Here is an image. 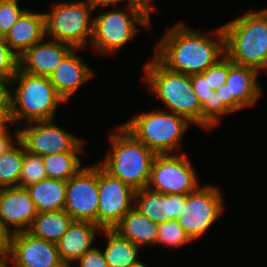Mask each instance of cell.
<instances>
[{"mask_svg":"<svg viewBox=\"0 0 267 267\" xmlns=\"http://www.w3.org/2000/svg\"><path fill=\"white\" fill-rule=\"evenodd\" d=\"M212 36L191 29L183 22L177 23L165 32L155 47L154 57L177 73H203L225 55L222 27L213 31Z\"/></svg>","mask_w":267,"mask_h":267,"instance_id":"cell-1","label":"cell"},{"mask_svg":"<svg viewBox=\"0 0 267 267\" xmlns=\"http://www.w3.org/2000/svg\"><path fill=\"white\" fill-rule=\"evenodd\" d=\"M225 55L234 63L257 70L267 69V9L248 11L221 26ZM267 72V70H266Z\"/></svg>","mask_w":267,"mask_h":267,"instance_id":"cell-2","label":"cell"},{"mask_svg":"<svg viewBox=\"0 0 267 267\" xmlns=\"http://www.w3.org/2000/svg\"><path fill=\"white\" fill-rule=\"evenodd\" d=\"M19 85L10 91L11 85ZM10 124L21 127L22 120L50 121L55 117L58 105L65 102L57 93L49 77L35 76L20 68L9 82Z\"/></svg>","mask_w":267,"mask_h":267,"instance_id":"cell-3","label":"cell"},{"mask_svg":"<svg viewBox=\"0 0 267 267\" xmlns=\"http://www.w3.org/2000/svg\"><path fill=\"white\" fill-rule=\"evenodd\" d=\"M114 132L110 136L112 150L107 151L104 161L98 164L111 176L130 185L134 190L147 187L152 163L157 154L122 125Z\"/></svg>","mask_w":267,"mask_h":267,"instance_id":"cell-4","label":"cell"},{"mask_svg":"<svg viewBox=\"0 0 267 267\" xmlns=\"http://www.w3.org/2000/svg\"><path fill=\"white\" fill-rule=\"evenodd\" d=\"M149 91L168 109L201 127V102L191 85V75L167 69L155 57L144 65Z\"/></svg>","mask_w":267,"mask_h":267,"instance_id":"cell-5","label":"cell"},{"mask_svg":"<svg viewBox=\"0 0 267 267\" xmlns=\"http://www.w3.org/2000/svg\"><path fill=\"white\" fill-rule=\"evenodd\" d=\"M127 5V10H108L93 18L91 45L96 52L115 53L139 32L137 25L151 29L150 14L137 4Z\"/></svg>","mask_w":267,"mask_h":267,"instance_id":"cell-6","label":"cell"},{"mask_svg":"<svg viewBox=\"0 0 267 267\" xmlns=\"http://www.w3.org/2000/svg\"><path fill=\"white\" fill-rule=\"evenodd\" d=\"M189 125L191 123L185 117L161 109L144 112L122 124L156 154H171L177 150Z\"/></svg>","mask_w":267,"mask_h":267,"instance_id":"cell-7","label":"cell"},{"mask_svg":"<svg viewBox=\"0 0 267 267\" xmlns=\"http://www.w3.org/2000/svg\"><path fill=\"white\" fill-rule=\"evenodd\" d=\"M51 12H44L46 36L83 49L91 43L95 8L88 0L53 4ZM90 39V40H89Z\"/></svg>","mask_w":267,"mask_h":267,"instance_id":"cell-8","label":"cell"},{"mask_svg":"<svg viewBox=\"0 0 267 267\" xmlns=\"http://www.w3.org/2000/svg\"><path fill=\"white\" fill-rule=\"evenodd\" d=\"M192 163L182 154H157L153 160L147 187L163 194L194 192L200 185Z\"/></svg>","mask_w":267,"mask_h":267,"instance_id":"cell-9","label":"cell"},{"mask_svg":"<svg viewBox=\"0 0 267 267\" xmlns=\"http://www.w3.org/2000/svg\"><path fill=\"white\" fill-rule=\"evenodd\" d=\"M224 207L220 190L216 186L205 185L187 194L185 207L177 222L195 240L221 217Z\"/></svg>","mask_w":267,"mask_h":267,"instance_id":"cell-10","label":"cell"},{"mask_svg":"<svg viewBox=\"0 0 267 267\" xmlns=\"http://www.w3.org/2000/svg\"><path fill=\"white\" fill-rule=\"evenodd\" d=\"M28 124V125H27ZM19 127V140L25 149L39 156L63 152H83V140L50 121H34Z\"/></svg>","mask_w":267,"mask_h":267,"instance_id":"cell-11","label":"cell"},{"mask_svg":"<svg viewBox=\"0 0 267 267\" xmlns=\"http://www.w3.org/2000/svg\"><path fill=\"white\" fill-rule=\"evenodd\" d=\"M98 163L81 168L66 182L64 210L75 221L92 222L98 226Z\"/></svg>","mask_w":267,"mask_h":267,"instance_id":"cell-12","label":"cell"},{"mask_svg":"<svg viewBox=\"0 0 267 267\" xmlns=\"http://www.w3.org/2000/svg\"><path fill=\"white\" fill-rule=\"evenodd\" d=\"M98 192V226L101 229H113L134 207L135 190L98 164Z\"/></svg>","mask_w":267,"mask_h":267,"instance_id":"cell-13","label":"cell"},{"mask_svg":"<svg viewBox=\"0 0 267 267\" xmlns=\"http://www.w3.org/2000/svg\"><path fill=\"white\" fill-rule=\"evenodd\" d=\"M8 257L13 267H67L56 243L35 237L28 231L10 235Z\"/></svg>","mask_w":267,"mask_h":267,"instance_id":"cell-14","label":"cell"},{"mask_svg":"<svg viewBox=\"0 0 267 267\" xmlns=\"http://www.w3.org/2000/svg\"><path fill=\"white\" fill-rule=\"evenodd\" d=\"M258 75L257 70L234 64L229 59L226 83L216 91L232 113L253 106L257 102L261 95Z\"/></svg>","mask_w":267,"mask_h":267,"instance_id":"cell-15","label":"cell"},{"mask_svg":"<svg viewBox=\"0 0 267 267\" xmlns=\"http://www.w3.org/2000/svg\"><path fill=\"white\" fill-rule=\"evenodd\" d=\"M37 214L38 211L26 188H0V222L10 234L27 231Z\"/></svg>","mask_w":267,"mask_h":267,"instance_id":"cell-16","label":"cell"},{"mask_svg":"<svg viewBox=\"0 0 267 267\" xmlns=\"http://www.w3.org/2000/svg\"><path fill=\"white\" fill-rule=\"evenodd\" d=\"M186 197L185 194H163L144 187L135 190L134 208L160 224L179 218L185 207Z\"/></svg>","mask_w":267,"mask_h":267,"instance_id":"cell-17","label":"cell"},{"mask_svg":"<svg viewBox=\"0 0 267 267\" xmlns=\"http://www.w3.org/2000/svg\"><path fill=\"white\" fill-rule=\"evenodd\" d=\"M74 49L56 40L40 41L19 58V68L31 75L50 77L60 62Z\"/></svg>","mask_w":267,"mask_h":267,"instance_id":"cell-18","label":"cell"},{"mask_svg":"<svg viewBox=\"0 0 267 267\" xmlns=\"http://www.w3.org/2000/svg\"><path fill=\"white\" fill-rule=\"evenodd\" d=\"M80 48H74L56 67L49 79L54 85L57 93L65 101L79 89V87L90 80L93 70L82 61L76 53Z\"/></svg>","mask_w":267,"mask_h":267,"instance_id":"cell-19","label":"cell"},{"mask_svg":"<svg viewBox=\"0 0 267 267\" xmlns=\"http://www.w3.org/2000/svg\"><path fill=\"white\" fill-rule=\"evenodd\" d=\"M101 230L92 222L73 220L65 234L56 243L60 258L65 266H72V263L93 249L95 236L101 233Z\"/></svg>","mask_w":267,"mask_h":267,"instance_id":"cell-20","label":"cell"},{"mask_svg":"<svg viewBox=\"0 0 267 267\" xmlns=\"http://www.w3.org/2000/svg\"><path fill=\"white\" fill-rule=\"evenodd\" d=\"M46 37L45 15L25 10L4 37L5 42L19 58Z\"/></svg>","mask_w":267,"mask_h":267,"instance_id":"cell-21","label":"cell"},{"mask_svg":"<svg viewBox=\"0 0 267 267\" xmlns=\"http://www.w3.org/2000/svg\"><path fill=\"white\" fill-rule=\"evenodd\" d=\"M113 229L140 248L157 244L158 223L153 222L134 207Z\"/></svg>","mask_w":267,"mask_h":267,"instance_id":"cell-22","label":"cell"},{"mask_svg":"<svg viewBox=\"0 0 267 267\" xmlns=\"http://www.w3.org/2000/svg\"><path fill=\"white\" fill-rule=\"evenodd\" d=\"M66 182L47 177L36 184L26 187L38 213L64 210Z\"/></svg>","mask_w":267,"mask_h":267,"instance_id":"cell-23","label":"cell"},{"mask_svg":"<svg viewBox=\"0 0 267 267\" xmlns=\"http://www.w3.org/2000/svg\"><path fill=\"white\" fill-rule=\"evenodd\" d=\"M101 233H104L107 239L103 254L109 267H130L140 260L138 259L140 247L121 236L117 231L102 229Z\"/></svg>","mask_w":267,"mask_h":267,"instance_id":"cell-24","label":"cell"},{"mask_svg":"<svg viewBox=\"0 0 267 267\" xmlns=\"http://www.w3.org/2000/svg\"><path fill=\"white\" fill-rule=\"evenodd\" d=\"M72 221L65 210L39 212L27 231L35 237L57 243Z\"/></svg>","mask_w":267,"mask_h":267,"instance_id":"cell-25","label":"cell"},{"mask_svg":"<svg viewBox=\"0 0 267 267\" xmlns=\"http://www.w3.org/2000/svg\"><path fill=\"white\" fill-rule=\"evenodd\" d=\"M16 145L0 155V188L18 187L21 173L24 144L19 140V128L15 131Z\"/></svg>","mask_w":267,"mask_h":267,"instance_id":"cell-26","label":"cell"},{"mask_svg":"<svg viewBox=\"0 0 267 267\" xmlns=\"http://www.w3.org/2000/svg\"><path fill=\"white\" fill-rule=\"evenodd\" d=\"M84 152H63L43 156L44 168L48 178L67 181L81 168L82 161L78 154Z\"/></svg>","mask_w":267,"mask_h":267,"instance_id":"cell-27","label":"cell"},{"mask_svg":"<svg viewBox=\"0 0 267 267\" xmlns=\"http://www.w3.org/2000/svg\"><path fill=\"white\" fill-rule=\"evenodd\" d=\"M47 178L43 156L32 154L25 149L18 187H28Z\"/></svg>","mask_w":267,"mask_h":267,"instance_id":"cell-28","label":"cell"},{"mask_svg":"<svg viewBox=\"0 0 267 267\" xmlns=\"http://www.w3.org/2000/svg\"><path fill=\"white\" fill-rule=\"evenodd\" d=\"M232 113L222 102L216 90L212 89L207 100L201 102V128L211 129L219 123L222 115Z\"/></svg>","mask_w":267,"mask_h":267,"instance_id":"cell-29","label":"cell"},{"mask_svg":"<svg viewBox=\"0 0 267 267\" xmlns=\"http://www.w3.org/2000/svg\"><path fill=\"white\" fill-rule=\"evenodd\" d=\"M193 240L178 224L177 220L166 221L158 224L157 244L168 247H181Z\"/></svg>","mask_w":267,"mask_h":267,"instance_id":"cell-30","label":"cell"},{"mask_svg":"<svg viewBox=\"0 0 267 267\" xmlns=\"http://www.w3.org/2000/svg\"><path fill=\"white\" fill-rule=\"evenodd\" d=\"M26 9L18 0H0V37H5Z\"/></svg>","mask_w":267,"mask_h":267,"instance_id":"cell-31","label":"cell"},{"mask_svg":"<svg viewBox=\"0 0 267 267\" xmlns=\"http://www.w3.org/2000/svg\"><path fill=\"white\" fill-rule=\"evenodd\" d=\"M19 69V56L0 37V75L8 82L12 80Z\"/></svg>","mask_w":267,"mask_h":267,"instance_id":"cell-32","label":"cell"},{"mask_svg":"<svg viewBox=\"0 0 267 267\" xmlns=\"http://www.w3.org/2000/svg\"><path fill=\"white\" fill-rule=\"evenodd\" d=\"M229 70V58L224 55L214 65L208 67L203 73H201L208 81L210 87L214 90H218L222 85L226 83Z\"/></svg>","mask_w":267,"mask_h":267,"instance_id":"cell-33","label":"cell"},{"mask_svg":"<svg viewBox=\"0 0 267 267\" xmlns=\"http://www.w3.org/2000/svg\"><path fill=\"white\" fill-rule=\"evenodd\" d=\"M76 261L79 262L80 267H109L105 260L103 251L96 247L87 251Z\"/></svg>","mask_w":267,"mask_h":267,"instance_id":"cell-34","label":"cell"},{"mask_svg":"<svg viewBox=\"0 0 267 267\" xmlns=\"http://www.w3.org/2000/svg\"><path fill=\"white\" fill-rule=\"evenodd\" d=\"M191 85L200 102L207 100L212 88L201 73L191 75Z\"/></svg>","mask_w":267,"mask_h":267,"instance_id":"cell-35","label":"cell"},{"mask_svg":"<svg viewBox=\"0 0 267 267\" xmlns=\"http://www.w3.org/2000/svg\"><path fill=\"white\" fill-rule=\"evenodd\" d=\"M13 141V136L11 137L10 132L8 131V126H5L0 129V155L7 152L11 147L15 145Z\"/></svg>","mask_w":267,"mask_h":267,"instance_id":"cell-36","label":"cell"},{"mask_svg":"<svg viewBox=\"0 0 267 267\" xmlns=\"http://www.w3.org/2000/svg\"><path fill=\"white\" fill-rule=\"evenodd\" d=\"M11 123L9 98H0V129Z\"/></svg>","mask_w":267,"mask_h":267,"instance_id":"cell-37","label":"cell"},{"mask_svg":"<svg viewBox=\"0 0 267 267\" xmlns=\"http://www.w3.org/2000/svg\"><path fill=\"white\" fill-rule=\"evenodd\" d=\"M10 235L0 222V257H5L9 254Z\"/></svg>","mask_w":267,"mask_h":267,"instance_id":"cell-38","label":"cell"},{"mask_svg":"<svg viewBox=\"0 0 267 267\" xmlns=\"http://www.w3.org/2000/svg\"><path fill=\"white\" fill-rule=\"evenodd\" d=\"M128 3H134V4L141 6L149 14H150V11H152V10L155 11V9H156V8H154V6H151L152 0H128Z\"/></svg>","mask_w":267,"mask_h":267,"instance_id":"cell-39","label":"cell"},{"mask_svg":"<svg viewBox=\"0 0 267 267\" xmlns=\"http://www.w3.org/2000/svg\"><path fill=\"white\" fill-rule=\"evenodd\" d=\"M9 82L0 75V98H9Z\"/></svg>","mask_w":267,"mask_h":267,"instance_id":"cell-40","label":"cell"},{"mask_svg":"<svg viewBox=\"0 0 267 267\" xmlns=\"http://www.w3.org/2000/svg\"><path fill=\"white\" fill-rule=\"evenodd\" d=\"M93 6L94 8L96 9V7H107L109 6L110 4H116L117 2H121V1H124V0H88Z\"/></svg>","mask_w":267,"mask_h":267,"instance_id":"cell-41","label":"cell"},{"mask_svg":"<svg viewBox=\"0 0 267 267\" xmlns=\"http://www.w3.org/2000/svg\"><path fill=\"white\" fill-rule=\"evenodd\" d=\"M9 264L11 262L8 256L0 257V267H10Z\"/></svg>","mask_w":267,"mask_h":267,"instance_id":"cell-42","label":"cell"},{"mask_svg":"<svg viewBox=\"0 0 267 267\" xmlns=\"http://www.w3.org/2000/svg\"><path fill=\"white\" fill-rule=\"evenodd\" d=\"M130 267H147V266L139 260L137 263L131 265Z\"/></svg>","mask_w":267,"mask_h":267,"instance_id":"cell-43","label":"cell"}]
</instances>
